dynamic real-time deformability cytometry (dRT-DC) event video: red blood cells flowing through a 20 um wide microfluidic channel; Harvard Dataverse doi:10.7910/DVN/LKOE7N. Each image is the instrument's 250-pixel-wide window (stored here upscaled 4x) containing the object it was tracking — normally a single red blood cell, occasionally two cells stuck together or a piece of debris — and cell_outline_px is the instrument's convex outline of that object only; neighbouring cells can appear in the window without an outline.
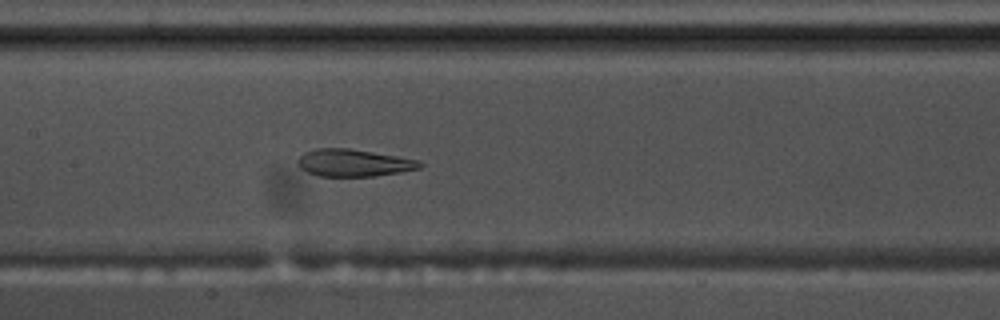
{"species": "common noctule bat (a hibernating species)", "species_latin": "Nyctalus noctula", "temperature_condition": "warm", "stored_images_in_passage": 34, "camera_frame_rate_fps": 3000, "um_per_image_px": 0.085, "animal": {"sex": "male", "body_mass_g": 17.5, "forearm_length_mm": 52.3}, "frame": {"image": 1, "passage_image": 10, "time_ms": 3.0, "image_size_px": [1000, 320], "cell_outline_px": [[424, 164], [420, 168], [400, 172], [376, 176], [320, 176], [308, 172], [300, 168], [296, 160], [304, 152], [316, 148], [348, 148], [420, 160]], "centroid_in_image_um": [30.05, 13.84], "position_along_channel_um": 177.3, "area_um2": 19.36}}
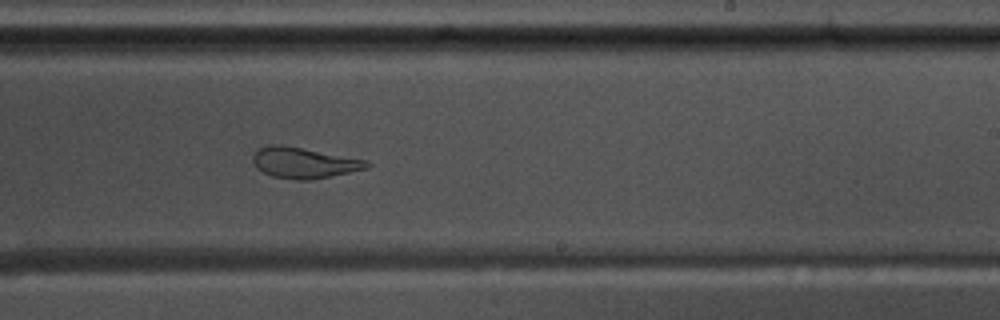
{"frame": {"image": 2, "passage_image": 17, "time_ms": 5.333, "image_size_px": [1000, 320], "cell_outline_px": [[372, 164], [368, 168], [312, 180], [296, 180], [272, 176], [256, 168], [252, 160], [252, 156], [260, 148], [268, 144], [280, 144], [364, 160]], "centroid_in_image_um": [25.79, 13.84], "position_along_channel_um": 263.2, "area_um2": 20.17}}
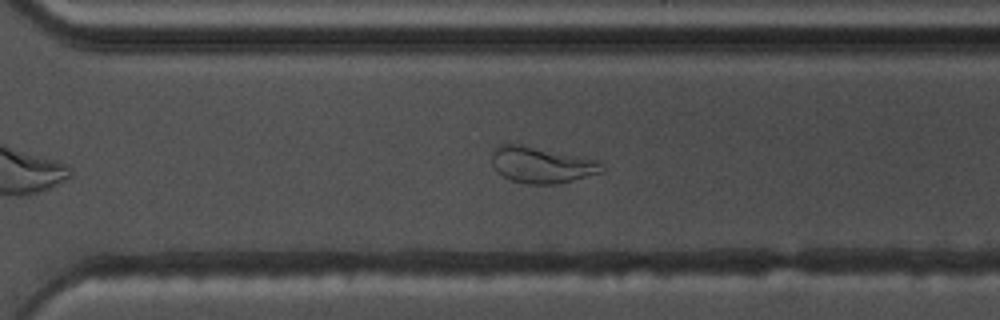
{"frame": {"image": 3, "passage_image": 22, "time_ms": 7.0, "image_size_px": [1000, 320], "cell_outline_px": [[604, 172], [556, 184], [528, 184], [512, 180], [496, 172], [492, 164], [492, 152], [500, 144], [520, 144], [600, 160], [604, 164]], "centroid_in_image_um": [46.06, 14.01], "position_along_channel_um": 324.5, "area_um2": 23.29}, "authors_computed_cell_mechanics": {"area_um2": 21.2415, "velocity_mm_per_s": 3.6904, "shape_relaxation_time_tau1_ms": null, "shape_relaxation_time_tau2_ms": 1.7329, "deformation_change_tau1": null, "deformation_change_tau2": 0.0919}}